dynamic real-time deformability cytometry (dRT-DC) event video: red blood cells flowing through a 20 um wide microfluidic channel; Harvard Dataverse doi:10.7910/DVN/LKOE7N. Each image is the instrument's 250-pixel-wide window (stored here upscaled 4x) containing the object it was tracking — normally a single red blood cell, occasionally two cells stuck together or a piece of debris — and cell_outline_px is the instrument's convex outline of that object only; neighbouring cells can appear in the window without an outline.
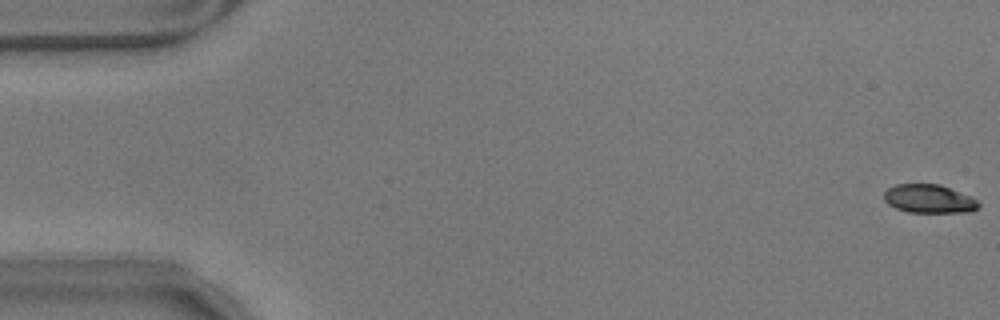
{"species": "common noctule bat (a hibernating species)", "species_latin": "Nyctalus noctula", "temperature_condition": "warm", "stored_images_in_passage": 58, "camera_frame_rate_fps": 3000, "um_per_image_px": 0.085, "animal": {"sex": "male", "body_mass_g": 17.9}, "frame": {"image": 1, "passage_image": 1, "time_ms": 0.0, "image_size_px": [1000, 320], "cell_outline_px": [[980, 204], [972, 212], [908, 212], [896, 208], [888, 204], [884, 200], [884, 192], [888, 188], [896, 184], [940, 184], [972, 196]], "centroid_in_image_um": [78.97, 16.89], "position_along_channel_um": 6.0, "area_um2": 15.78}}
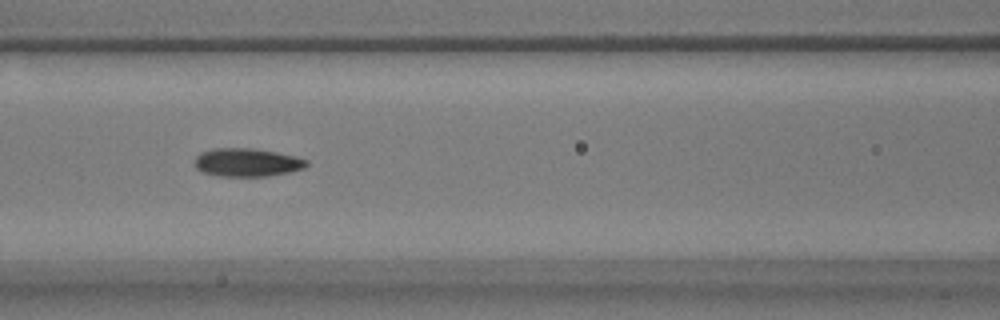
{"frame": {"image": 2, "passage_image": 25, "time_ms": 8.0, "image_size_px": [1000, 320], "cell_outline_px": [[308, 164], [304, 168], [288, 172], [268, 176], [220, 176], [204, 172], [196, 168], [192, 164], [196, 156], [200, 152], [212, 148], [252, 148], [276, 152], [308, 160]], "centroid_in_image_um": [20.94, 13.8], "position_along_channel_um": 145.7, "area_um2": 18.44}}
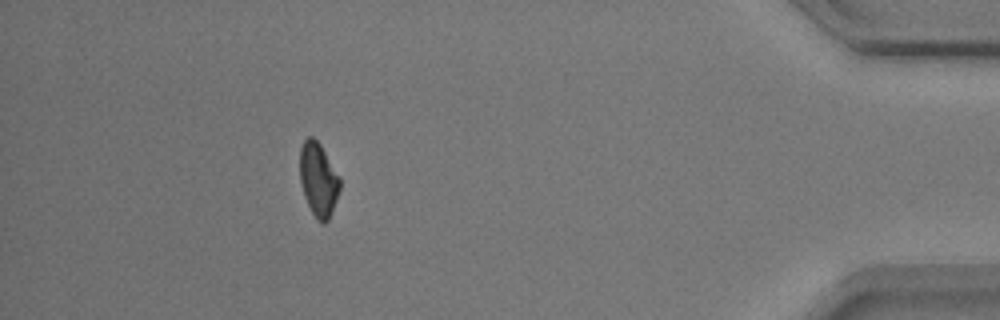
{"frame": {"image": 3, "passage_image": 52, "time_ms": 17.0, "image_size_px": [1000, 320], "cell_outline_px": [[340, 188], [336, 200], [328, 220], [324, 224], [320, 224], [316, 220], [304, 196], [300, 180], [300, 148], [304, 140], [308, 136], [312, 136], [320, 144], [340, 176]], "centroid_in_image_um": [27.06, 15.26], "position_along_channel_um": 408.1, "area_um2": 17.22}, "authors_computed_cell_mechanics": {"area_um2": 17.629, "velocity_mm_per_s": 3.5265, "shape_relaxation_time_tau1_ms": 6.5051, "shape_relaxation_time_tau2_ms": 3.2417, "deformation_change_tau1": 0.1596, "deformation_change_tau2": 0.0906}}